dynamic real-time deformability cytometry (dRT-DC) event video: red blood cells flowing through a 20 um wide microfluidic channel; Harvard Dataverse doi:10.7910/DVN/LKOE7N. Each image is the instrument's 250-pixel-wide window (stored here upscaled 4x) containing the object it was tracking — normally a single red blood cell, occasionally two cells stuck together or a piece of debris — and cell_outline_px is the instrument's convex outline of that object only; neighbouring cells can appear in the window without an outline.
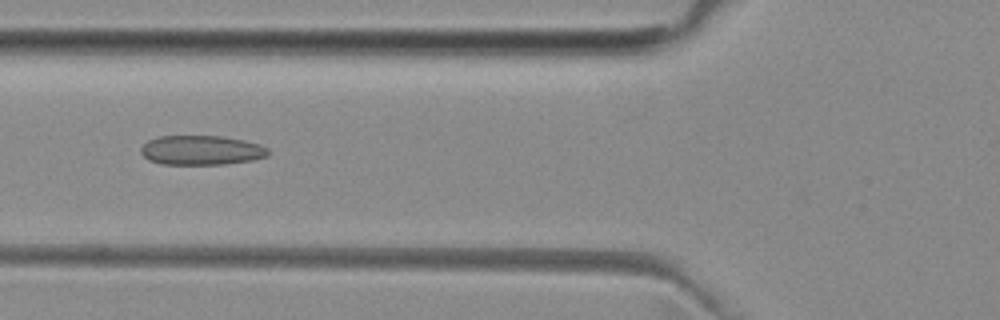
{"species": "common noctule bat (a hibernating species)", "species_latin": "Nyctalus noctula", "temperature_condition": "room temperature", "stored_images_in_passage": 11, "camera_frame_rate_fps": 3000, "um_per_image_px": 0.085, "animal": {"sex": "female", "body_mass_g": 29.2, "forearm_length_mm": 56.3}, "frame": {"image": 1, "passage_image": 9, "time_ms": 2.667, "image_size_px": [1000, 320], "cell_outline_px": [[268, 156], [252, 160], [224, 164], [160, 164], [148, 160], [140, 152], [140, 148], [148, 140], [156, 136], [220, 136], [244, 140], [260, 144], [268, 148]], "centroid_in_image_um": [17.09, 12.76], "position_along_channel_um": 108.7, "area_um2": 21.96}}